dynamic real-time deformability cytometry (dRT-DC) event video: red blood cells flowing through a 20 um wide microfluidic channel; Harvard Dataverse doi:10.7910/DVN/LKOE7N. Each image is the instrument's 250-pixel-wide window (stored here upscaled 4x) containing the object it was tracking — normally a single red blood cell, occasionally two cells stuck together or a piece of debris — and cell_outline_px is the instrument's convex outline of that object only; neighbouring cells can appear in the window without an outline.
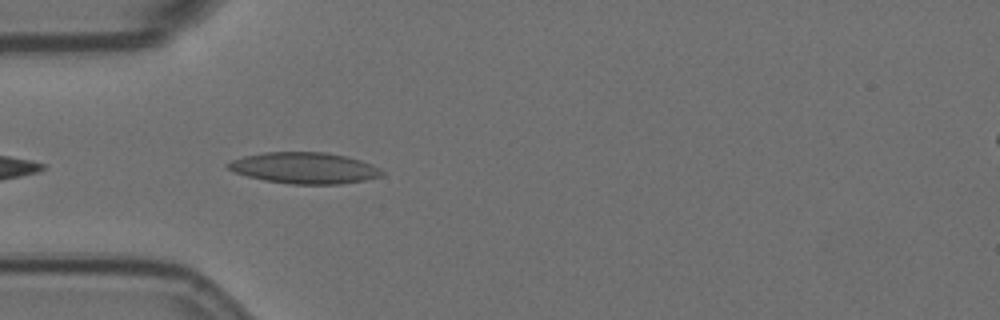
{"species": "Egyptian fruit bat (a non-hibernating species)", "species_latin": "Rousettus aegyptiacus", "temperature_condition": "room temperature", "stored_images_in_passage": 27, "camera_frame_rate_fps": 3000, "um_per_image_px": 0.085, "animal": {"sex": "female"}, "frame": {"image": 1, "passage_image": 3, "time_ms": 0.667, "image_size_px": [1000, 320], "cell_outline_px": [[384, 172], [380, 176], [364, 180], [340, 184], [292, 184], [264, 180], [232, 172], [224, 164], [232, 160], [244, 156], [264, 152], [324, 152], [344, 156], [360, 160], [372, 164], [380, 168]], "centroid_in_image_um": [25.84, 14.28], "position_along_channel_um": 59.2, "area_um2": 27.92}}
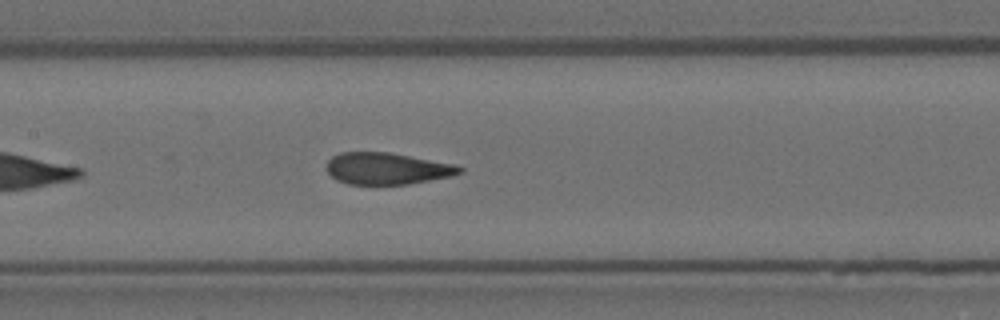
{"frame": {"image": 2, "passage_image": 13, "time_ms": 4.0, "image_size_px": [1000, 320], "cell_outline_px": [[464, 172], [452, 176], [408, 184], [348, 184], [336, 180], [328, 172], [328, 160], [332, 156], [340, 152], [388, 152], [456, 164], [464, 168]], "centroid_in_image_um": [32.93, 14.32], "position_along_channel_um": 174.5, "area_um2": 24.62}}
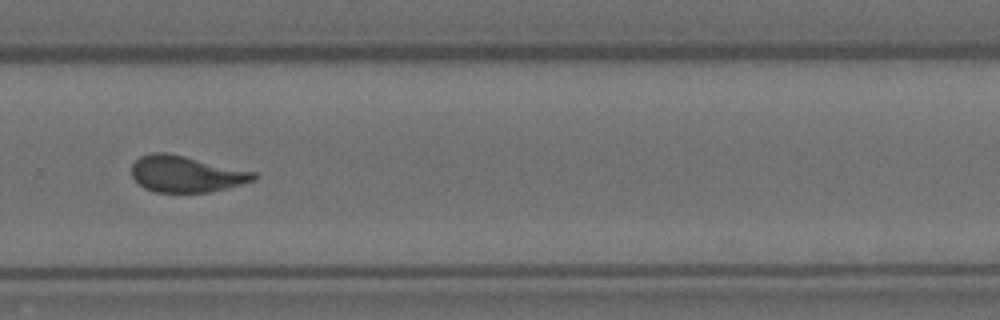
{"frame": {"image": 3, "passage_image": 25, "time_ms": 8.0, "image_size_px": [1000, 320], "cell_outline_px": [[260, 176], [256, 180], [208, 192], [156, 192], [144, 188], [132, 176], [132, 164], [140, 156], [152, 152], [168, 152], [256, 172]], "centroid_in_image_um": [15.82, 14.77], "position_along_channel_um": 314.0, "area_um2": 25.84}}